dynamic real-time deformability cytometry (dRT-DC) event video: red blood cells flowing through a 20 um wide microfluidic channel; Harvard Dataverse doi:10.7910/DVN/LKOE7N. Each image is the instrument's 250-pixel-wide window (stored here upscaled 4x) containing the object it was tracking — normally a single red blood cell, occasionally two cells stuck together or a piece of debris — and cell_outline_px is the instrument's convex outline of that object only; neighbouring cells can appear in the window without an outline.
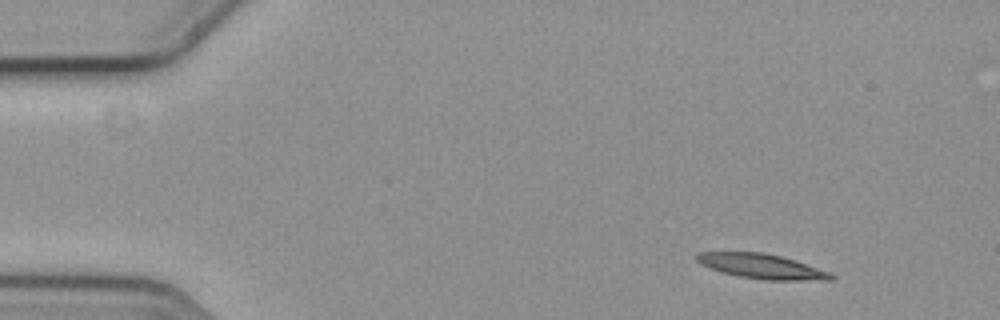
{"species": "common noctule bat (a hibernating species)", "species_latin": "Nyctalus noctula", "temperature_condition": "cold", "stored_images_in_passage": 52, "camera_frame_rate_fps": 3000, "um_per_image_px": 0.085, "animal": {"sex": "female", "body_mass_g": 19.3, "forearm_length_mm": 54.1}, "frame": {"image": 1, "passage_image": 1, "time_ms": 0.0, "image_size_px": [1000, 320], "cell_outline_px": [[836, 280], [764, 280], [740, 276], [720, 272], [700, 264], [692, 256], [696, 252], [764, 252], [780, 256], [828, 272], [836, 276]], "centroid_in_image_um": [64.66, 22.63], "position_along_channel_um": 20.3, "area_um2": 19.31}}
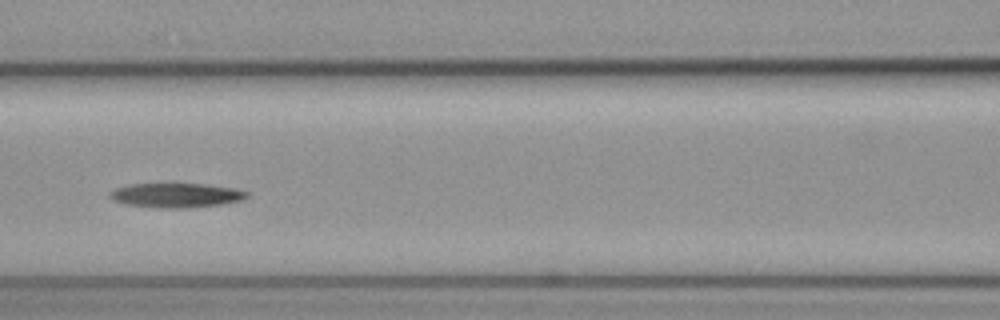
{"frame": {"image": 2, "passage_image": 20, "time_ms": 6.333, "image_size_px": [1000, 320], "cell_outline_px": [[248, 196], [244, 200], [224, 204], [180, 208], [156, 208], [128, 204], [112, 200], [108, 196], [108, 192], [116, 188], [128, 184], [168, 180], [204, 184], [232, 188], [248, 192]], "centroid_in_image_um": [14.91, 16.54], "position_along_channel_um": 151.7, "area_um2": 20.58}}
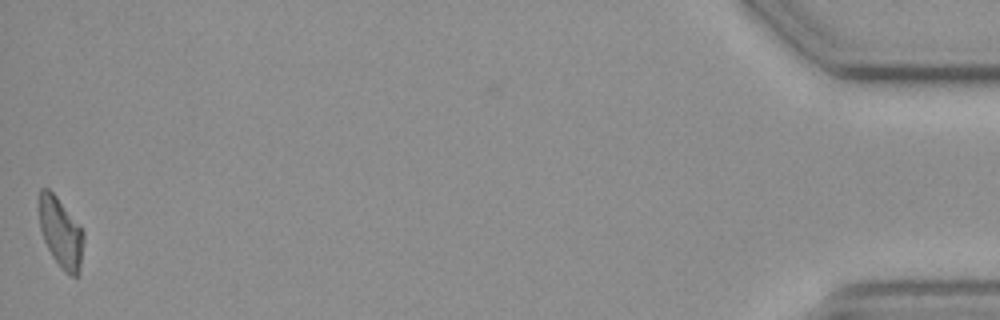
{"frame": {"image": 3, "passage_image": 52, "time_ms": 17.0, "image_size_px": [1000, 320], "cell_outline_px": [[84, 240], [80, 272], [76, 276], [72, 276], [64, 272], [52, 256], [44, 240], [40, 228], [36, 196], [40, 188], [48, 188], [56, 196], [80, 224], [84, 232]], "centroid_in_image_um": [5.15, 19.73], "position_along_channel_um": 430.1, "area_um2": 18.73}, "authors_computed_cell_mechanics": {"area_um2": 19.3919, "velocity_mm_per_s": 3.574, "shape_relaxation_time_tau1_ms": 10.1379, "shape_relaxation_time_tau2_ms": null, "deformation_change_tau1": 0.2152, "deformation_change_tau2": null}}